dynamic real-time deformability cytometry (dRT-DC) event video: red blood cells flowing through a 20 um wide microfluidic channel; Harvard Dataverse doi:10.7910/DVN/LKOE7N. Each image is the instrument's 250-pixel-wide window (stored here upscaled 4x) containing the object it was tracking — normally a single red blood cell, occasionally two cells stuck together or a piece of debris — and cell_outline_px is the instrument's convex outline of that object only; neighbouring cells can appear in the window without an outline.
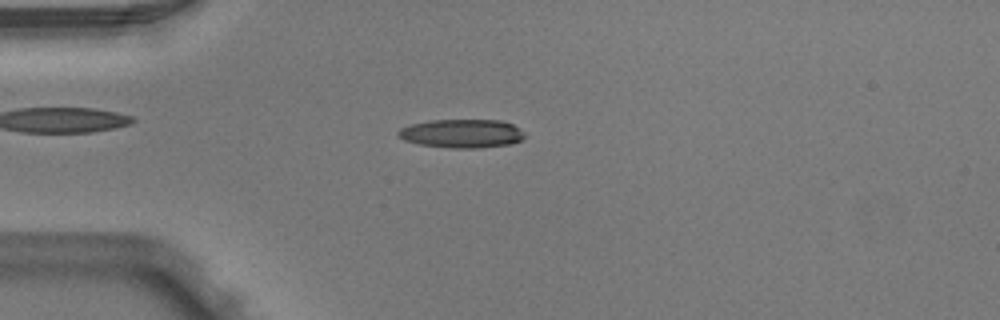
{"species": "Egyptian fruit bat (a non-hibernating species)", "species_latin": "Rousettus aegyptiacus", "temperature_condition": "warm", "stored_images_in_passage": 3, "camera_frame_rate_fps": 3000, "um_per_image_px": 0.085, "animal": {"sex": "male"}, "frame": {"image": 1, "passage_image": 3, "time_ms": 0.667, "image_size_px": [1000, 320], "cell_outline_px": [[524, 140], [508, 144], [476, 148], [452, 148], [420, 144], [404, 140], [396, 136], [396, 132], [400, 128], [412, 124], [428, 120], [500, 120], [512, 124], [520, 128], [524, 132]], "centroid_in_image_um": [39.24, 11.34], "position_along_channel_um": 45.8, "area_um2": 21.15}}